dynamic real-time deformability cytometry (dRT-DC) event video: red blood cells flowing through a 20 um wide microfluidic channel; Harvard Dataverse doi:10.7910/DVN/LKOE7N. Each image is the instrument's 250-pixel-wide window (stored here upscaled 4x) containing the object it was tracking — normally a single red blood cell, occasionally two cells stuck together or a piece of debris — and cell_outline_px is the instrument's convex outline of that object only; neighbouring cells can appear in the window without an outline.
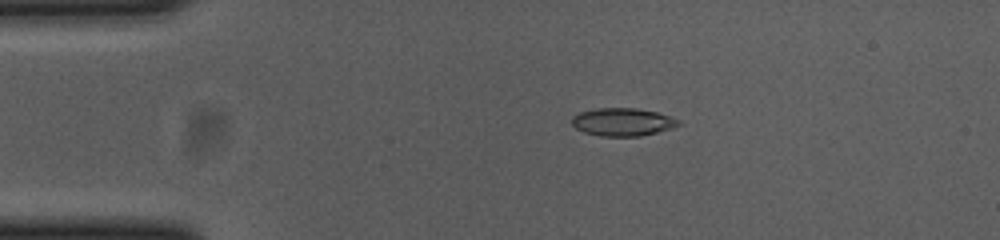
{"species": "common noctule bat (a hibernating species)", "species_latin": "Nyctalus noctula", "temperature_condition": "cold", "stored_images_in_passage": 6, "camera_frame_rate_fps": 3000, "um_per_image_px": 0.085, "animal": {"sex": "female", "body_mass_g": 23.0, "forearm_length_mm": 53.4}, "frame": {"image": 1, "passage_image": 1, "time_ms": 0.0, "image_size_px": [1000, 240], "cell_outline_px": [[660, 128], [652, 132], [624, 136], [592, 132], [580, 116], [588, 112], [652, 112], [660, 116]], "centroid_in_image_um": [52.87, 10.43], "position_along_channel_um": 32.1, "area_um2": 11.39}}